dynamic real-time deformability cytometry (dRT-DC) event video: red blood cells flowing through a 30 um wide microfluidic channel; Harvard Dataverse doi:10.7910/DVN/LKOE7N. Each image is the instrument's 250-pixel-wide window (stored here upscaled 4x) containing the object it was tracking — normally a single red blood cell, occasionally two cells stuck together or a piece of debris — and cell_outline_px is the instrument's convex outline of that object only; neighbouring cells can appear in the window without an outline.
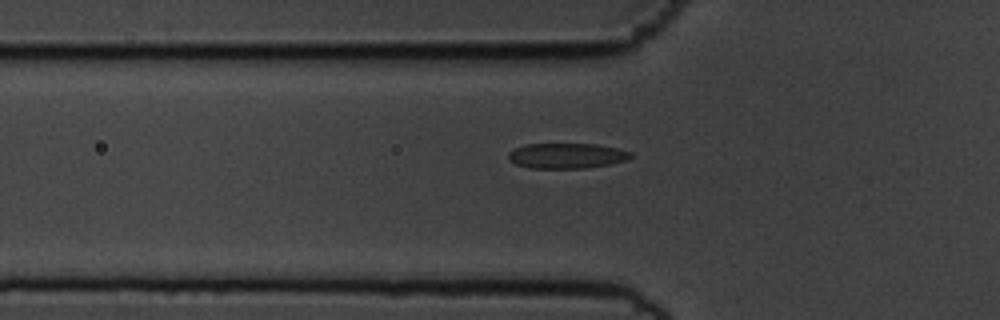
{"species": "common noctule bat (a hibernating species)", "species_latin": "Nyctalus noctula", "temperature_condition": "cold", "stored_images_in_passage": 38, "camera_frame_rate_fps": 3000, "um_per_image_px": 0.085, "animal": {"sex": "male", "body_mass_g": 19.5, "forearm_length_mm": 54.6}, "frame": {"image": 1, "passage_image": 2, "time_ms": 0.333, "image_size_px": [1000, 320], "cell_outline_px": [[632, 156], [628, 160], [608, 164], [584, 168], [528, 168], [516, 164], [508, 160], [508, 152], [524, 144], [596, 144], [616, 148], [632, 152]], "centroid_in_image_um": [48.15, 13.24], "position_along_channel_um": 77.7, "area_um2": 18.03}}
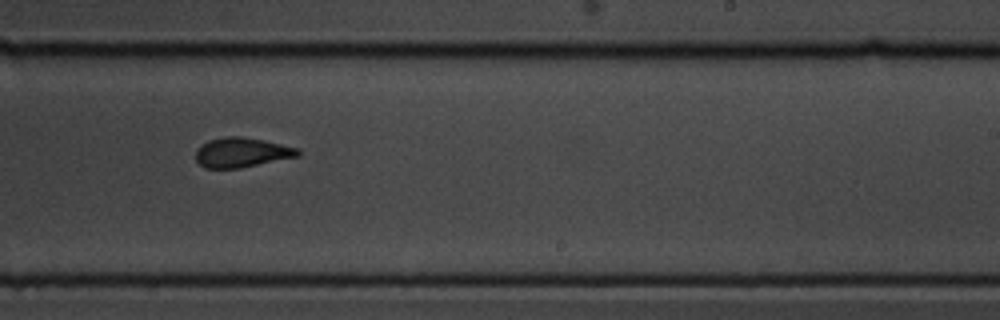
{"frame": {"image": 2, "passage_image": 18, "time_ms": 5.667, "image_size_px": [1000, 320], "cell_outline_px": [[300, 156], [240, 168], [204, 168], [196, 160], [196, 148], [208, 140], [224, 136], [244, 136], [264, 140], [300, 148]], "centroid_in_image_um": [20.55, 12.95], "position_along_channel_um": 268.4, "area_um2": 17.92}}
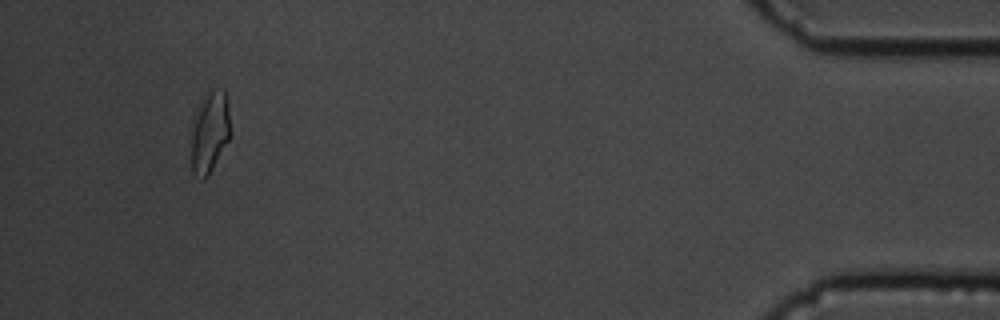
{"frame": {"image": 3, "passage_image": 36, "time_ms": 11.667, "image_size_px": [1000, 320], "cell_outline_px": [[232, 136], [208, 176], [204, 180], [200, 180], [192, 172], [192, 136], [196, 108], [204, 92], [208, 88], [224, 88], [228, 104]], "centroid_in_image_um": [17.86, 11.17], "position_along_channel_um": 417.3, "area_um2": 19.25}}